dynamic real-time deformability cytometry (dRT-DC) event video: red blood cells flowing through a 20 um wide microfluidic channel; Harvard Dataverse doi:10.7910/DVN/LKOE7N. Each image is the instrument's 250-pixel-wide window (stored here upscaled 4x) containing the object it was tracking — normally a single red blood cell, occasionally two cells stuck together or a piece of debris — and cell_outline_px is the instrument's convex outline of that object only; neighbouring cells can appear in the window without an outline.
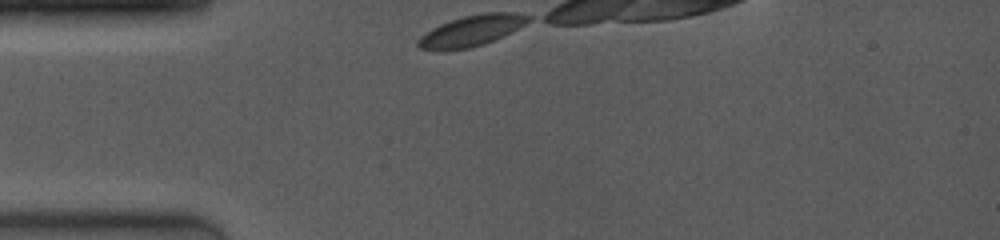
{"species": "common noctule bat (a hibernating species)", "species_latin": "Nyctalus noctula", "temperature_condition": "room temperature", "stored_images_in_passage": 8, "camera_frame_rate_fps": 4000, "um_per_image_px": 0.085, "animal": {"sex": "female", "body_mass_g": 19.0, "forearm_length_mm": 53.3}, "frame": {"image": 1, "passage_image": 1, "time_ms": 0.0, "image_size_px": [1000, 240], "cell_outline_px": [[532, 20], [512, 32], [504, 36], [484, 44], [468, 48], [444, 52], [440, 52], [420, 48], [416, 44], [416, 40], [420, 36], [432, 28], [440, 24], [464, 16], [488, 12], [516, 12], [532, 16]], "centroid_in_image_um": [40.08, 2.63], "position_along_channel_um": 44.9, "area_um2": 20.23}}
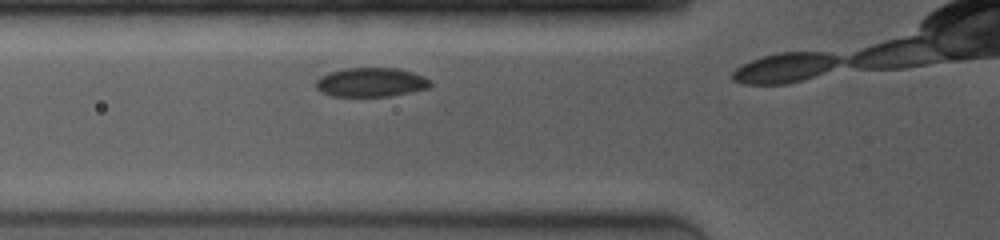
{"frame": {"image": 2, "passage_image": 5, "time_ms": 1.75, "image_size_px": [1000, 240], "cell_outline_px": [[432, 84], [428, 88], [388, 96], [332, 96], [316, 88], [316, 80], [320, 76], [332, 72], [348, 68], [396, 68], [412, 72], [428, 80]], "centroid_in_image_um": [31.51, 6.99], "position_along_channel_um": 94.3, "area_um2": 18.96}}